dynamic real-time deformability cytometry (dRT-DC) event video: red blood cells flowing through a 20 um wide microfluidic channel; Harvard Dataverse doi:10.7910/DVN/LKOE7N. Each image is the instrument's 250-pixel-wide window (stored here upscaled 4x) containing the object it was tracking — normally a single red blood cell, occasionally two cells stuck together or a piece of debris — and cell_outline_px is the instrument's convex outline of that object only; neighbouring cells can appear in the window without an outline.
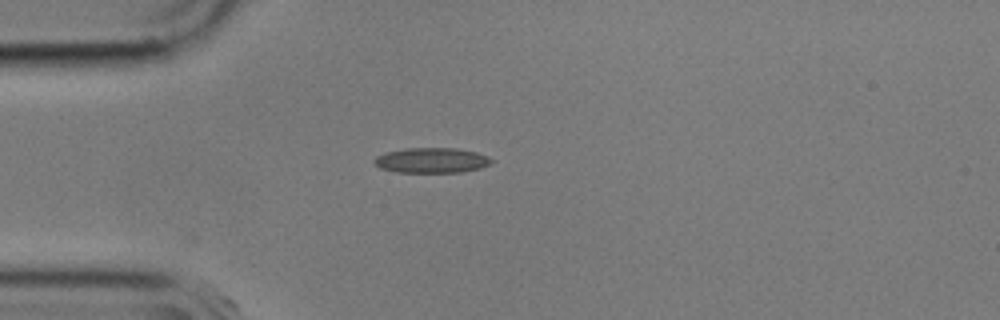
{"species": "common noctule bat (a hibernating species)", "species_latin": "Nyctalus noctula", "temperature_condition": "cold", "stored_images_in_passage": 3, "camera_frame_rate_fps": 3000, "um_per_image_px": 0.085, "animal": {"sex": "male", "body_mass_g": 17.9}, "frame": {"image": 1, "passage_image": 1, "time_ms": 0.0, "image_size_px": [1000, 320], "cell_outline_px": [[492, 160], [488, 164], [480, 168], [460, 172], [396, 172], [380, 168], [372, 160], [376, 156], [384, 152], [404, 148], [456, 148], [476, 152], [488, 156]], "centroid_in_image_um": [36.64, 13.62], "position_along_channel_um": 48.4, "area_um2": 17.17}}